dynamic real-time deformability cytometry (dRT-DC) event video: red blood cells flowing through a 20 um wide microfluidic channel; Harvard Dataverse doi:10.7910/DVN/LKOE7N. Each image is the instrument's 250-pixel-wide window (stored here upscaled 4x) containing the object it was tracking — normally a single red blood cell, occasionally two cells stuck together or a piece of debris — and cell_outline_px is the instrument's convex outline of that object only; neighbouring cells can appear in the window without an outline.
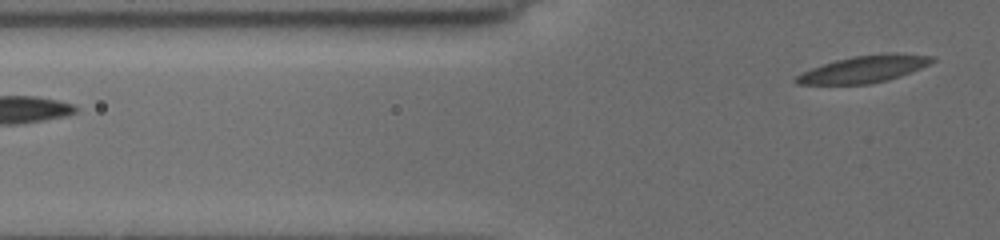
{"species": "common noctule bat (a hibernating species)", "species_latin": "Nyctalus noctula", "temperature_condition": "cold", "stored_images_in_passage": 3, "segment_of_instrument_passage": [2, 2], "camera_frame_rate_fps": 3000, "um_per_image_px": 0.085, "animal": {"sex": "female", "body_mass_g": 19.5, "forearm_length_mm": 54.1}, "frame": {"image": 1, "passage_image": 3, "time_ms": 1.667, "image_size_px": [1000, 240], "cell_outline_px": [[936, 60], [920, 68], [888, 80], [868, 84], [796, 84], [792, 80], [796, 76], [812, 68], [836, 60], [852, 56], [888, 52], [892, 52], [932, 56]], "centroid_in_image_um": [73.44, 5.86], "position_along_channel_um": 52.4, "area_um2": 21.21}}